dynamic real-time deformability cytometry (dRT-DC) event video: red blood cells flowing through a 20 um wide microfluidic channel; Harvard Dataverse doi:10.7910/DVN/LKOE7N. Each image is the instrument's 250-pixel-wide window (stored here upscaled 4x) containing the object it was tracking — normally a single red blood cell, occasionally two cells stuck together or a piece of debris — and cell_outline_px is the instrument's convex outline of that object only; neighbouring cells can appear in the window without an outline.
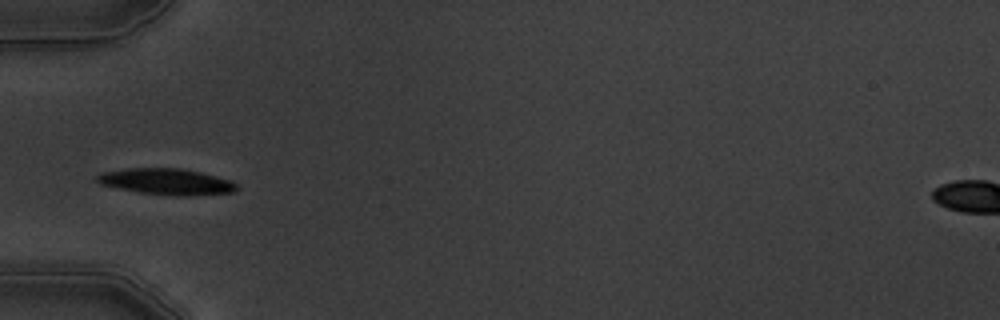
{"species": "common noctule bat (a hibernating species)", "species_latin": "Nyctalus noctula", "temperature_condition": "warm", "stored_images_in_passage": 5, "camera_frame_rate_fps": 3000, "um_per_image_px": 0.085, "animal": {"sex": "male", "body_mass_g": 19.5, "forearm_length_mm": 54.6}, "frame": {"image": 1, "passage_image": 5, "time_ms": 4.667, "image_size_px": [1000, 320], "cell_outline_px": [[240, 188], [236, 192], [188, 196], [172, 196], [140, 192], [100, 184], [96, 180], [96, 176], [100, 172], [128, 168], [180, 168], [200, 172], [216, 176], [228, 180], [236, 184]], "centroid_in_image_um": [14.17, 15.44], "position_along_channel_um": 70.8, "area_um2": 21.33}}